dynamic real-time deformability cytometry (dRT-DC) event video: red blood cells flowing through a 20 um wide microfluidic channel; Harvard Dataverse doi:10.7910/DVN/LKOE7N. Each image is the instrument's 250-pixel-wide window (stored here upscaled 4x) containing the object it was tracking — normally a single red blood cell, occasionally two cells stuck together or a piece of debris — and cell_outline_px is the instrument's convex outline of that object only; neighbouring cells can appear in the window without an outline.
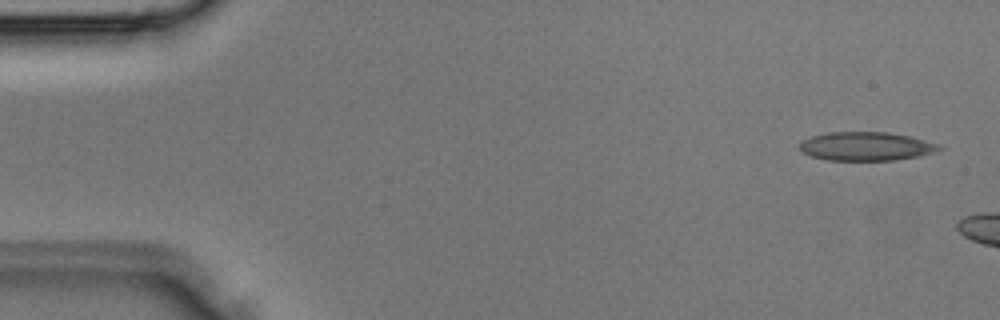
{"species": "Egyptian fruit bat (a non-hibernating species)", "species_latin": "Rousettus aegyptiacus", "temperature_condition": "room temperature", "stored_images_in_passage": 6, "camera_frame_rate_fps": 3000, "um_per_image_px": 0.085, "animal": {"sex": "male"}, "frame": {"image": 1, "passage_image": 2, "time_ms": 0.333, "image_size_px": [1000, 320], "cell_outline_px": [[944, 148], [920, 156], [892, 160], [828, 160], [812, 156], [800, 152], [800, 140], [812, 136], [828, 132], [888, 132], [912, 136], [940, 144]], "centroid_in_image_um": [73.62, 12.43], "position_along_channel_um": 11.4, "area_um2": 23.47}}